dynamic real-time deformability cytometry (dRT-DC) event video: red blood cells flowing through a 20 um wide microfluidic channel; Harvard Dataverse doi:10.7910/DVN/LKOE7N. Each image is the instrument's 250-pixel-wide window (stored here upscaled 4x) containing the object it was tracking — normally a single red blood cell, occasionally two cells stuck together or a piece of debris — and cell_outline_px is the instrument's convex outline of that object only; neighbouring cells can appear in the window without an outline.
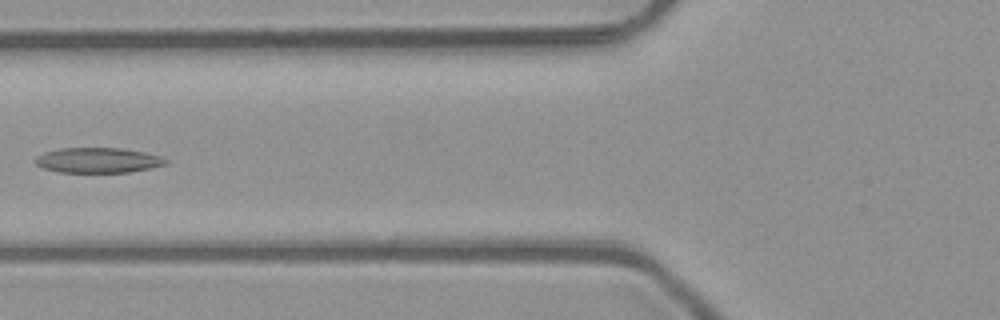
{"species": "common noctule bat (a hibernating species)", "species_latin": "Nyctalus noctula", "temperature_condition": "room temperature", "stored_images_in_passage": 6, "camera_frame_rate_fps": 3000, "um_per_image_px": 0.085, "animal": {"sex": "male", "body_mass_g": 23.1, "forearm_length_mm": 52.7}, "frame": {"image": 1, "passage_image": 6, "time_ms": 1.667, "image_size_px": [1000, 320], "cell_outline_px": [[168, 164], [152, 168], [128, 172], [60, 172], [44, 168], [36, 164], [32, 160], [36, 156], [44, 152], [60, 148], [120, 148], [144, 152], [160, 156], [168, 160]], "centroid_in_image_um": [8.32, 13.62], "position_along_channel_um": 117.5, "area_um2": 19.19}}